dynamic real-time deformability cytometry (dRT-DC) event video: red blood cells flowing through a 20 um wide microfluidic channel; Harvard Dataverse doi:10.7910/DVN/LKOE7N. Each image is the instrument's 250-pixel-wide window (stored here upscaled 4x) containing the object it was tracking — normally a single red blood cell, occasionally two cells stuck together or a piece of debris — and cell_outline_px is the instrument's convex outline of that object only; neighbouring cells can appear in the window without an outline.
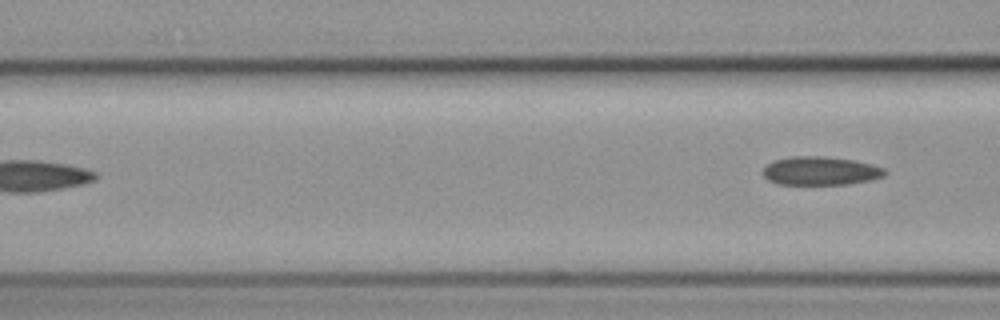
{"species": "common noctule bat (a hibernating species)", "species_latin": "Nyctalus noctula", "temperature_condition": "cold", "stored_images_in_passage": 5, "camera_frame_rate_fps": 3000, "um_per_image_px": 0.085, "animal": {"sex": "female", "body_mass_g": 19.3, "forearm_length_mm": 54.1}, "frame": {"image": 1, "passage_image": 5, "time_ms": 4.667, "image_size_px": [1000, 320], "cell_outline_px": [[888, 172], [884, 176], [872, 180], [848, 184], [776, 184], [768, 180], [764, 176], [764, 168], [768, 164], [776, 160], [792, 156], [824, 156], [852, 160], [872, 164], [884, 168]], "centroid_in_image_um": [69.78, 14.53], "position_along_channel_um": 96.8, "area_um2": 20.23}}